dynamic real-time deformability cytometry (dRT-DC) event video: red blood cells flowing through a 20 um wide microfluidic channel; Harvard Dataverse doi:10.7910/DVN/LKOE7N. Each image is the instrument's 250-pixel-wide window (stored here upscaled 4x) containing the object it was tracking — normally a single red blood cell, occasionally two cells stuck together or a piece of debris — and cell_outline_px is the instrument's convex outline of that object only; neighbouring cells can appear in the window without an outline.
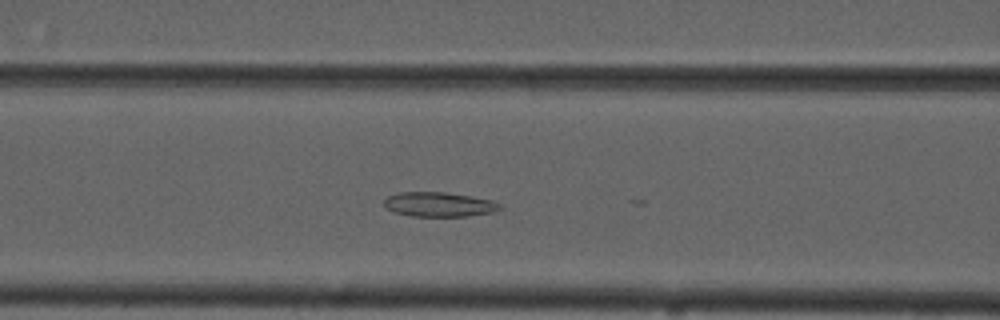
{"species": "common noctule bat (a hibernating species)", "species_latin": "Nyctalus noctula", "temperature_condition": "cold", "stored_images_in_passage": 17, "camera_frame_rate_fps": 3000, "um_per_image_px": 0.085, "animal": {"sex": "male", "forearm_length_mm": 52.5}, "frame": {"image": 1, "passage_image": 16, "time_ms": 5.0, "image_size_px": [1000, 320], "cell_outline_px": [[500, 208], [492, 212], [468, 216], [412, 216], [392, 212], [384, 204], [384, 200], [388, 196], [400, 192], [444, 192], [472, 196], [492, 200], [500, 204]], "centroid_in_image_um": [37.3, 17.37], "position_along_channel_um": 129.3, "area_um2": 16.47}}